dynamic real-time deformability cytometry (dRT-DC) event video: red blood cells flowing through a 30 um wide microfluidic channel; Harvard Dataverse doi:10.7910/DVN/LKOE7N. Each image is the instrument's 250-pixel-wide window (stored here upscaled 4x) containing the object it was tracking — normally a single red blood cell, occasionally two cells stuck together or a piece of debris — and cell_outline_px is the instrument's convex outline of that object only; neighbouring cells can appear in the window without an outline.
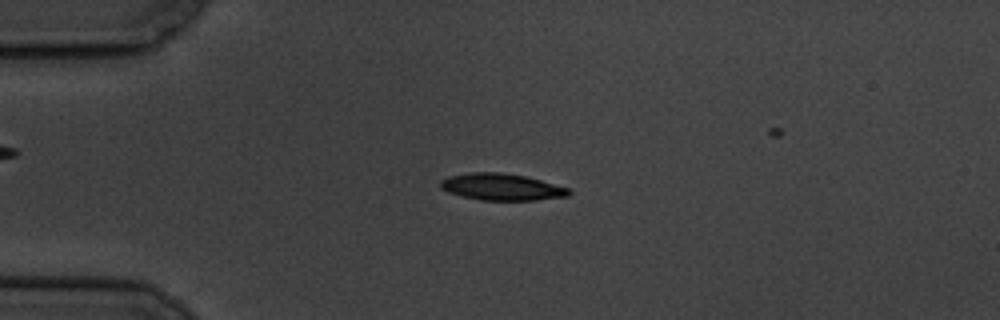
{"species": "common noctule bat (a hibernating species)", "species_latin": "Nyctalus noctula", "temperature_condition": "cold", "stored_images_in_passage": 6, "camera_frame_rate_fps": 3000, "um_per_image_px": 0.085, "animal": {"sex": "male", "body_mass_g": 19.5, "forearm_length_mm": 54.6}, "frame": {"image": 1, "passage_image": 5, "time_ms": 4.667, "image_size_px": [1000, 320], "cell_outline_px": [[572, 192], [568, 196], [536, 200], [480, 200], [448, 192], [440, 188], [440, 180], [448, 176], [468, 172], [500, 172], [524, 176], [540, 180], [568, 188]], "centroid_in_image_um": [42.61, 15.88], "position_along_channel_um": 42.4, "area_um2": 19.94}}